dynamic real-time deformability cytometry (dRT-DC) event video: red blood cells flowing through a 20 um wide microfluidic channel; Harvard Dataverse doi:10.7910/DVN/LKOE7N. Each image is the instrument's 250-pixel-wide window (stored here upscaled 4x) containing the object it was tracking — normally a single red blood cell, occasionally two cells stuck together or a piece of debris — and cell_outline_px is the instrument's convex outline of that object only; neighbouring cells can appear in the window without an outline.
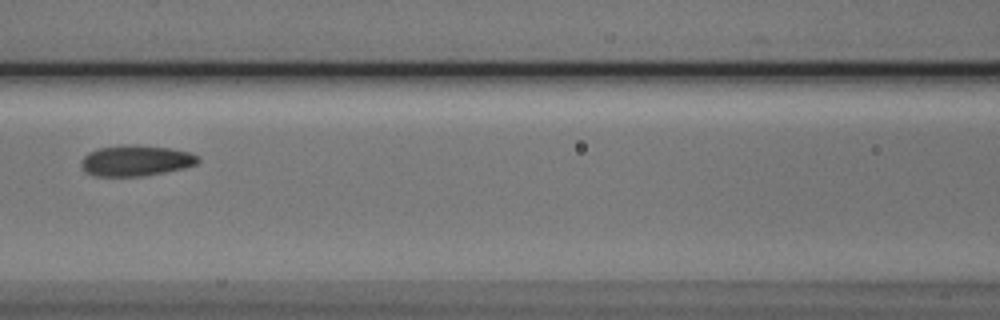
{"species": "Egyptian fruit bat (a non-hibernating species)", "species_latin": "Rousettus aegyptiacus", "temperature_condition": "cold", "stored_images_in_passage": 7, "camera_frame_rate_fps": 3000, "um_per_image_px": 0.085, "animal": {"sex": "male"}, "frame": {"image": 1, "passage_image": 4, "time_ms": 3.667, "image_size_px": [1000, 320], "cell_outline_px": [[200, 160], [196, 164], [184, 168], [164, 172], [140, 176], [96, 176], [84, 172], [80, 164], [80, 160], [88, 152], [96, 148], [120, 144], [136, 144], [168, 148], [188, 152], [200, 156]], "centroid_in_image_um": [11.5, 13.64], "position_along_channel_um": 155.1, "area_um2": 21.27}}
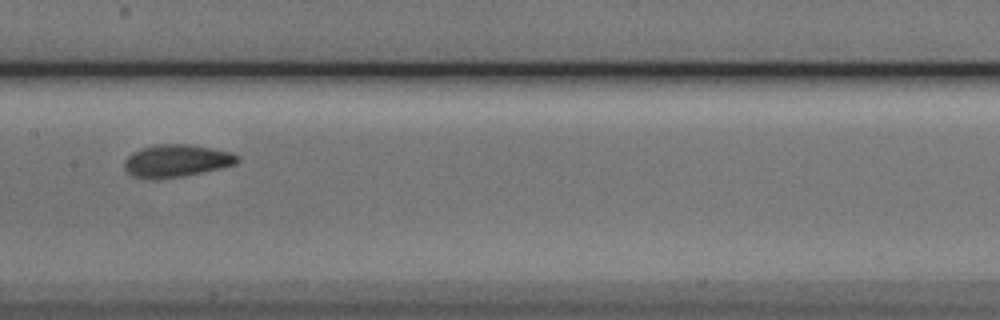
{"frame": {"image": 2, "passage_image": 5, "time_ms": 4.667, "image_size_px": [1000, 320], "cell_outline_px": [[240, 160], [236, 164], [220, 168], [184, 176], [156, 180], [132, 176], [124, 168], [124, 160], [132, 152], [140, 148], [156, 144], [192, 144], [232, 152], [240, 156]], "centroid_in_image_um": [15.0, 13.66], "position_along_channel_um": 192.4, "area_um2": 21.73}}
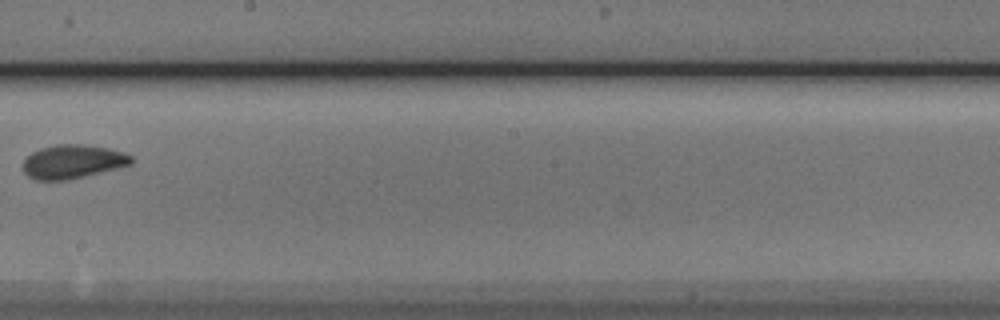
{"frame": {"image": 3, "passage_image": 6, "time_ms": 6.0, "image_size_px": [1000, 320], "cell_outline_px": [[132, 164], [68, 180], [36, 180], [28, 176], [24, 172], [24, 160], [32, 152], [40, 148], [56, 144], [80, 144], [108, 148], [124, 152], [132, 156]], "centroid_in_image_um": [6.17, 13.73], "position_along_channel_um": 242.0, "area_um2": 21.15}}